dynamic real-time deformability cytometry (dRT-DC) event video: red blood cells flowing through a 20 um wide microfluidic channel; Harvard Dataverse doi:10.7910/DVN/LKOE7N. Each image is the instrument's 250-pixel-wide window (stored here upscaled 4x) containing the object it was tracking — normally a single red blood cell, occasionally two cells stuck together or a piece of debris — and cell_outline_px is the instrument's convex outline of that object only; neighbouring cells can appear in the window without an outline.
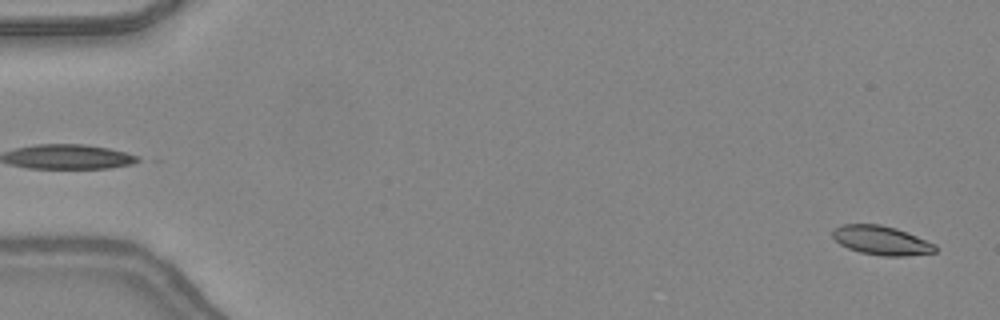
{"species": "common noctule bat (a hibernating species)", "species_latin": "Nyctalus noctula", "temperature_condition": "warm", "stored_images_in_passage": 47, "camera_frame_rate_fps": 3000, "um_per_image_px": 0.085, "animal": {"sex": "female", "body_mass_g": 24.6, "forearm_length_mm": 56.2}, "frame": {"image": 1, "passage_image": 1, "time_ms": 0.0, "image_size_px": [1000, 320], "cell_outline_px": [[936, 252], [904, 256], [880, 256], [860, 252], [848, 248], [840, 244], [832, 236], [832, 232], [836, 228], [844, 224], [880, 224], [896, 228], [936, 244]], "centroid_in_image_um": [74.92, 20.44], "position_along_channel_um": 10.1, "area_um2": 17.28}}
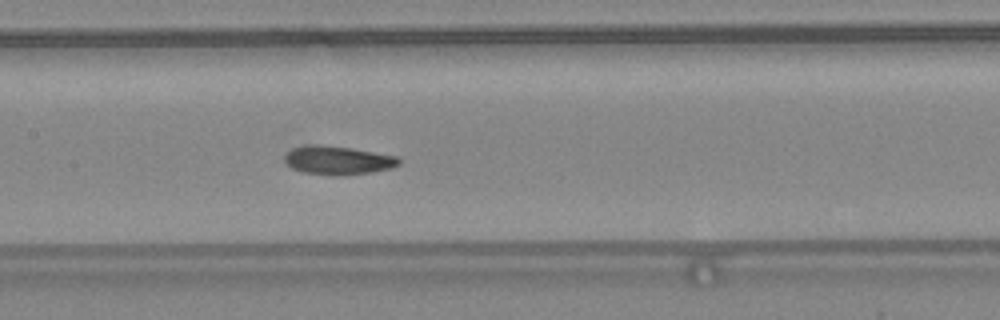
{"frame": {"image": 2, "passage_image": 23, "time_ms": 7.333, "image_size_px": [1000, 320], "cell_outline_px": [[400, 164], [392, 168], [372, 172], [332, 176], [304, 172], [292, 168], [284, 160], [284, 156], [292, 148], [312, 144], [316, 144], [352, 148], [400, 156]], "centroid_in_image_um": [28.76, 13.62], "position_along_channel_um": 178.6, "area_um2": 19.13}}
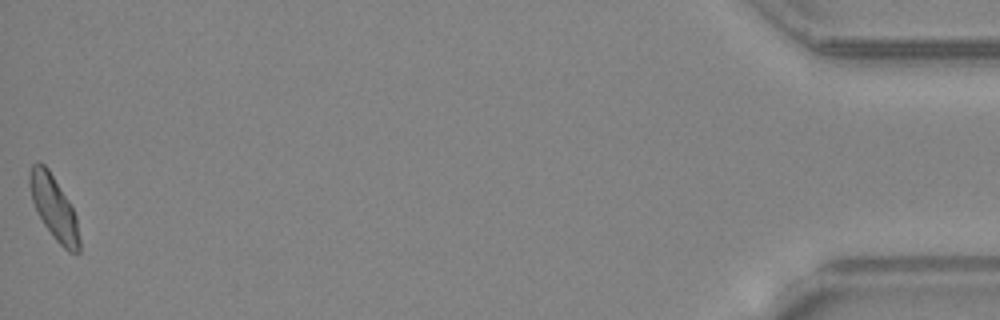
{"frame": {"image": 3, "passage_image": 47, "time_ms": 15.333, "image_size_px": [1000, 320], "cell_outline_px": [[80, 252], [68, 252], [56, 240], [44, 224], [36, 212], [32, 200], [28, 184], [28, 176], [32, 164], [36, 160], [40, 160], [48, 168], [68, 200], [76, 216], [80, 240]], "centroid_in_image_um": [4.55, 17.61], "position_along_channel_um": 430.6, "area_um2": 18.5}, "authors_computed_cell_mechanics": {"area_um2": 18.2648, "velocity_mm_per_s": 4.3685, "shape_relaxation_time_tau1_ms": null, "shape_relaxation_time_tau2_ms": 2.4836, "deformation_change_tau1": null, "deformation_change_tau2": 0.0916}}